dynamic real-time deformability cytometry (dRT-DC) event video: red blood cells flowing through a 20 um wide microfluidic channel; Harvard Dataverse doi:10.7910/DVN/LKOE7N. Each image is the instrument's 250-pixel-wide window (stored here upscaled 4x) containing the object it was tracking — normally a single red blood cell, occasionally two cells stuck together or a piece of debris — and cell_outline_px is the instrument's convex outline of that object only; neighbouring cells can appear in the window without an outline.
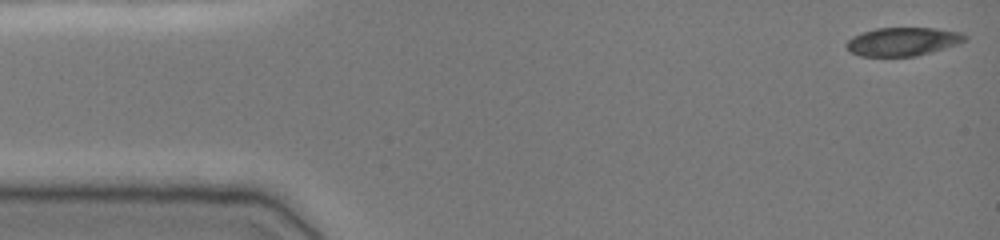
{"species": "common noctule bat (a hibernating species)", "species_latin": "Nyctalus noctula", "temperature_condition": "cold", "stored_images_in_passage": 45, "camera_frame_rate_fps": 3000, "um_per_image_px": 0.085, "animal": {"sex": "female", "body_mass_g": 19.0, "forearm_length_mm": 51.5}, "frame": {"image": 1, "passage_image": 1, "time_ms": 0.0, "image_size_px": [1000, 240], "cell_outline_px": [[968, 40], [956, 44], [916, 56], [860, 56], [848, 52], [844, 44], [852, 36], [876, 28], [936, 28], [960, 32], [968, 36]], "centroid_in_image_um": [76.7, 3.53], "position_along_channel_um": 8.3, "area_um2": 19.65}}
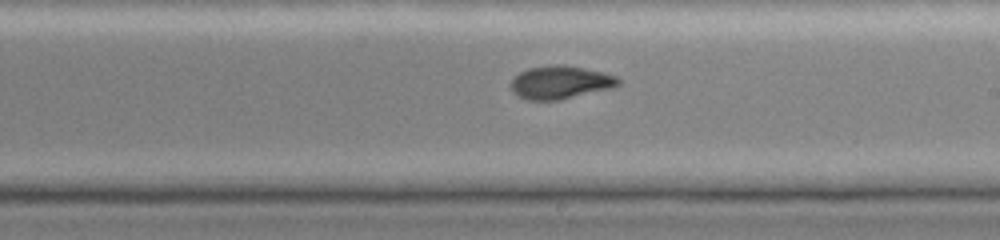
{"frame": {"image": 2, "passage_image": 28, "time_ms": 9.0, "image_size_px": [1000, 240], "cell_outline_px": [[620, 84], [612, 88], [560, 100], [528, 100], [512, 92], [512, 80], [520, 72], [528, 68], [556, 64], [564, 64], [604, 72], [616, 76], [620, 80]], "centroid_in_image_um": [47.66, 6.99], "position_along_channel_um": 241.3, "area_um2": 20.69}}
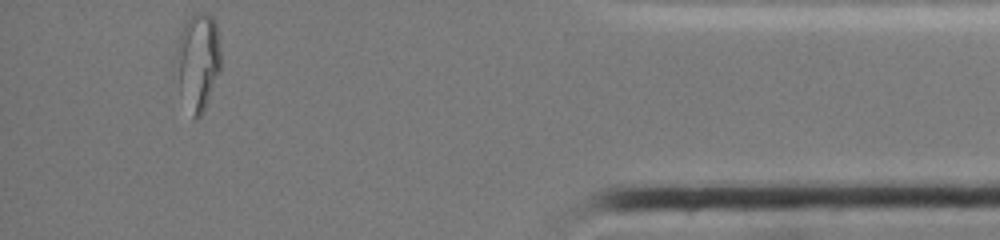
{"frame": {"image": 3, "passage_image": 45, "time_ms": 14.667, "image_size_px": [1000, 240], "cell_outline_px": [[220, 68], [204, 112], [196, 120], [192, 120], [180, 92], [172, 64], [180, 32], [188, 16], [196, 12], [208, 12], [212, 16], [216, 24], [220, 52]], "centroid_in_image_um": [16.76, 5.24], "position_along_channel_um": 418.4, "area_um2": 26.18}}